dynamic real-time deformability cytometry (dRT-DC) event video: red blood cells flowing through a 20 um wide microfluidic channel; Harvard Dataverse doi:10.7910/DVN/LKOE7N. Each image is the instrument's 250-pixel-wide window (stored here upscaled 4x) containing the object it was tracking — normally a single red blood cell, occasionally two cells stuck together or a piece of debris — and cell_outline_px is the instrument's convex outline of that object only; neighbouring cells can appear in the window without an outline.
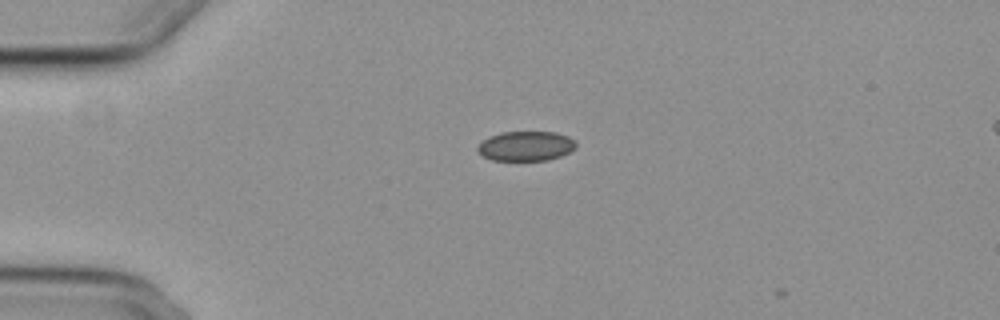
{"species": "common noctule bat (a hibernating species)", "species_latin": "Nyctalus noctula", "temperature_condition": "cold", "stored_images_in_passage": 3, "camera_frame_rate_fps": 3000, "um_per_image_px": 0.085, "animal": {"sex": "female", "body_mass_g": 29.2, "forearm_length_mm": 56.3}, "frame": {"image": 1, "passage_image": 2, "time_ms": 0.333, "image_size_px": [1000, 320], "cell_outline_px": [[576, 148], [560, 156], [548, 160], [492, 160], [476, 152], [476, 148], [488, 136], [500, 132], [556, 132], [568, 136], [576, 140]], "centroid_in_image_um": [44.7, 12.41], "position_along_channel_um": 40.3, "area_um2": 17.11}}